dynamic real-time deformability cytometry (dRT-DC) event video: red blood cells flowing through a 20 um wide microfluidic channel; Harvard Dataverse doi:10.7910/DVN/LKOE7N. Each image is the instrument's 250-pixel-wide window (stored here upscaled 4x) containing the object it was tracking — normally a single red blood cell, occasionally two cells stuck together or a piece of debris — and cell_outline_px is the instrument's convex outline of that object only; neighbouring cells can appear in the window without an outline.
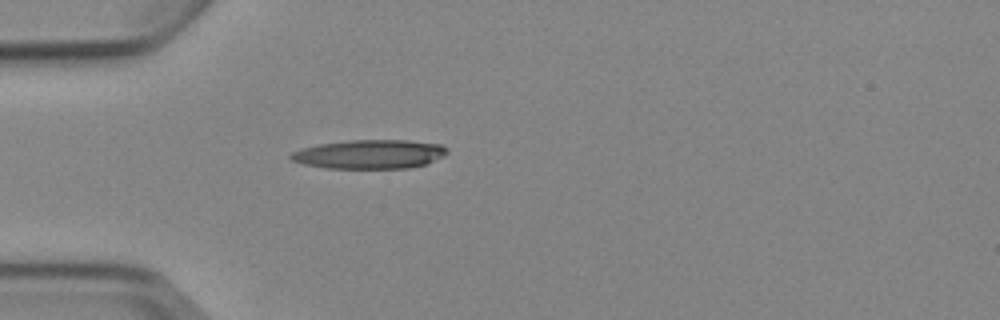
{"species": "Egyptian fruit bat (a non-hibernating species)", "species_latin": "Rousettus aegyptiacus", "temperature_condition": "cold", "stored_images_in_passage": 2, "camera_frame_rate_fps": 3000, "um_per_image_px": 0.085, "animal": {"sex": "female"}, "frame": {"image": 1, "passage_image": 2, "time_ms": 1.333, "image_size_px": [1000, 320], "cell_outline_px": [[448, 152], [444, 156], [428, 164], [408, 168], [324, 168], [304, 164], [292, 160], [288, 156], [292, 152], [304, 148], [320, 144], [352, 140], [408, 140], [440, 144]], "centroid_in_image_um": [31.44, 13.11], "position_along_channel_um": 53.6, "area_um2": 26.3}}